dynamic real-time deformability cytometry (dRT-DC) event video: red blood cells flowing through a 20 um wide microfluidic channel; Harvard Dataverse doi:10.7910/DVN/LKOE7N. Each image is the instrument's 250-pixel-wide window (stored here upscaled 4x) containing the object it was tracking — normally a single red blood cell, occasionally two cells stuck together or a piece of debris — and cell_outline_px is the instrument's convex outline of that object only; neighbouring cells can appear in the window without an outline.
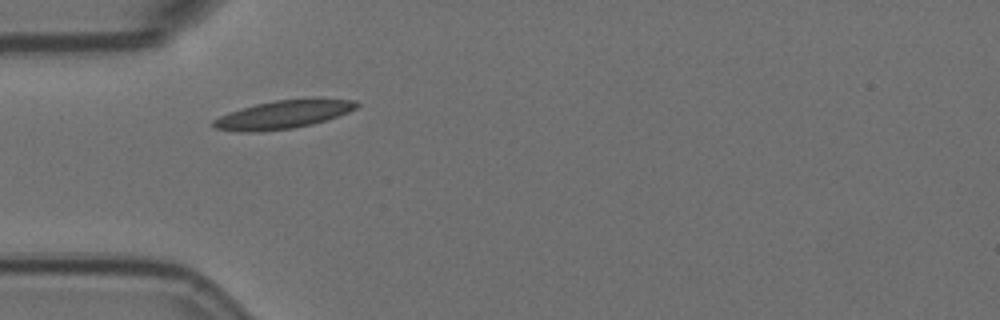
{"species": "Egyptian fruit bat (a non-hibernating species)", "species_latin": "Rousettus aegyptiacus", "temperature_condition": "room temperature", "stored_images_in_passage": 2, "camera_frame_rate_fps": 3000, "um_per_image_px": 0.085, "animal": {"sex": "female"}, "frame": {"image": 1, "passage_image": 1, "time_ms": 0.0, "image_size_px": [1000, 320], "cell_outline_px": [[360, 104], [356, 108], [348, 112], [312, 124], [292, 128], [260, 132], [236, 132], [216, 128], [212, 124], [212, 120], [228, 112], [240, 108], [256, 104], [276, 100], [356, 100]], "centroid_in_image_um": [23.97, 9.76], "position_along_channel_um": 61.0, "area_um2": 23.0}}
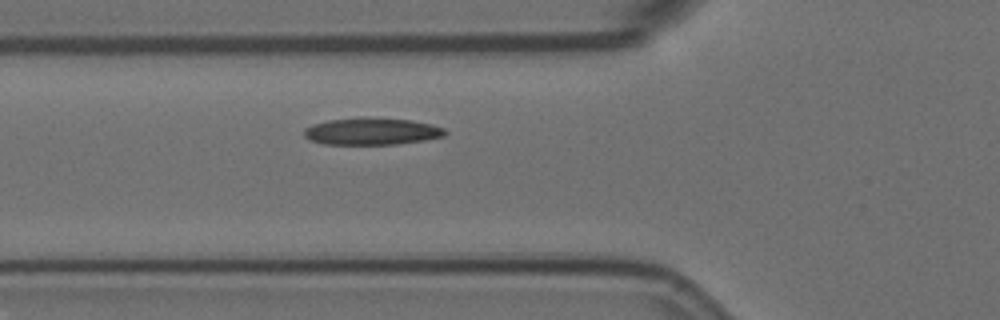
{"frame": {"image": 2, "passage_image": 2, "time_ms": 0.333, "image_size_px": [1000, 320], "cell_outline_px": [[448, 132], [444, 136], [424, 140], [396, 144], [324, 144], [308, 140], [304, 136], [304, 128], [312, 124], [328, 120], [360, 116], [412, 120], [432, 124], [444, 128]], "centroid_in_image_um": [31.58, 11.15], "position_along_channel_um": 94.2, "area_um2": 22.54}}